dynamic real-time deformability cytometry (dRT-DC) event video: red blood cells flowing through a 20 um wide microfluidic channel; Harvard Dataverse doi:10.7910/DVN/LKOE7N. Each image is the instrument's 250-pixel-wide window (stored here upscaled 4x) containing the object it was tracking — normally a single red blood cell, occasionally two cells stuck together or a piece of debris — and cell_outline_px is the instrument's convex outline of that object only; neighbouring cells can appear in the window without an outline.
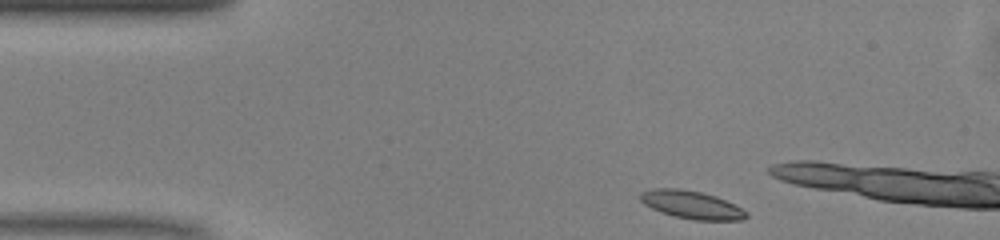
{"species": "common noctule bat (a hibernating species)", "species_latin": "Nyctalus noctula", "temperature_condition": "warm", "stored_images_in_passage": 6, "camera_frame_rate_fps": 3000, "um_per_image_px": 0.085, "animal": {"sex": "male", "body_mass_g": 13.0, "forearm_length_mm": 53.1}, "frame": {"image": 1, "passage_image": 1, "time_ms": 0.0, "image_size_px": [1000, 240], "cell_outline_px": [[748, 216], [740, 220], [692, 220], [660, 212], [644, 204], [640, 200], [640, 192], [652, 188], [680, 188], [700, 192], [716, 196], [748, 212]], "centroid_in_image_um": [58.74, 17.4], "position_along_channel_um": 26.3, "area_um2": 17.17}}